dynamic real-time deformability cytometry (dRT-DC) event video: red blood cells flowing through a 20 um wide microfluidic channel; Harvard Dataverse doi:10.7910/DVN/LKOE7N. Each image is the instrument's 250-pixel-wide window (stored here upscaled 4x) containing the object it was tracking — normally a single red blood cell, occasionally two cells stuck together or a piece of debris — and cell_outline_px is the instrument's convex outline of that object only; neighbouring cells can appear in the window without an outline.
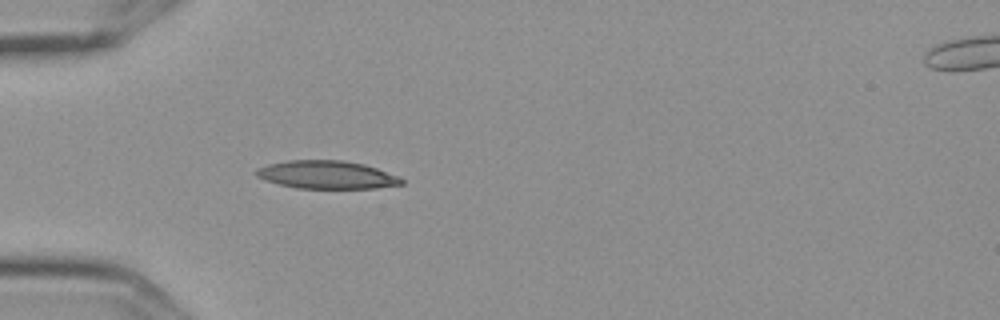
{"species": "Egyptian fruit bat (a non-hibernating species)", "species_latin": "Rousettus aegyptiacus", "temperature_condition": "cold", "stored_images_in_passage": 5, "camera_frame_rate_fps": 3000, "um_per_image_px": 0.085, "frame": {"image": 1, "passage_image": 5, "time_ms": 1.333, "image_size_px": [1000, 320], "cell_outline_px": [[404, 184], [376, 188], [296, 188], [280, 184], [256, 176], [256, 168], [268, 164], [288, 160], [344, 160], [364, 164], [400, 176], [404, 180]], "centroid_in_image_um": [27.82, 14.85], "position_along_channel_um": 57.2, "area_um2": 23.7}}